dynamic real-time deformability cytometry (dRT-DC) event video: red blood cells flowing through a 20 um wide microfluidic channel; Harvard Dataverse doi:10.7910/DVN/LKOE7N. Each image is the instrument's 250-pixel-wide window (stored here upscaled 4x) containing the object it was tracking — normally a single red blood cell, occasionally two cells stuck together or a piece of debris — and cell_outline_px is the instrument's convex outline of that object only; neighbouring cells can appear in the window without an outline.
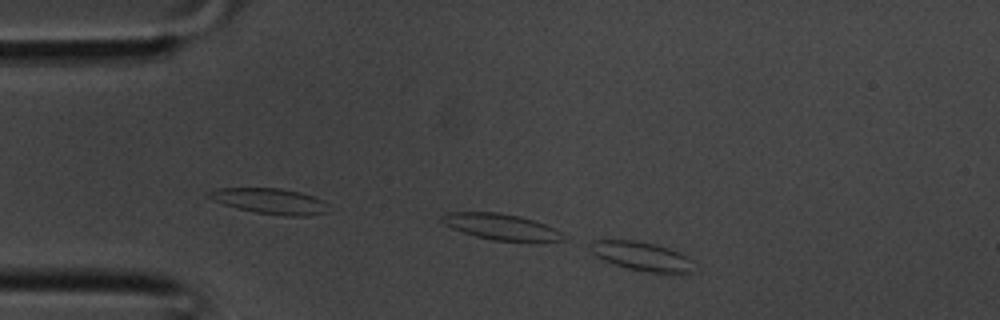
{"species": "common noctule bat (a hibernating species)", "species_latin": "Nyctalus noctula", "temperature_condition": "room temperature", "stored_images_in_passage": 2, "camera_frame_rate_fps": 3000, "um_per_image_px": 0.085, "animal": {"sex": "male", "body_mass_g": 20.1, "forearm_length_mm": 53.5}, "frame": {"image": 1, "passage_image": 2, "time_ms": 0.333, "image_size_px": [1000, 320], "cell_outline_px": [[692, 272], [648, 272], [628, 268], [604, 260], [596, 256], [592, 252], [588, 244], [592, 240], [636, 240], [668, 248], [680, 252], [688, 256], [692, 260]], "centroid_in_image_um": [54.52, 21.76], "position_along_channel_um": 30.5, "area_um2": 17.17}}